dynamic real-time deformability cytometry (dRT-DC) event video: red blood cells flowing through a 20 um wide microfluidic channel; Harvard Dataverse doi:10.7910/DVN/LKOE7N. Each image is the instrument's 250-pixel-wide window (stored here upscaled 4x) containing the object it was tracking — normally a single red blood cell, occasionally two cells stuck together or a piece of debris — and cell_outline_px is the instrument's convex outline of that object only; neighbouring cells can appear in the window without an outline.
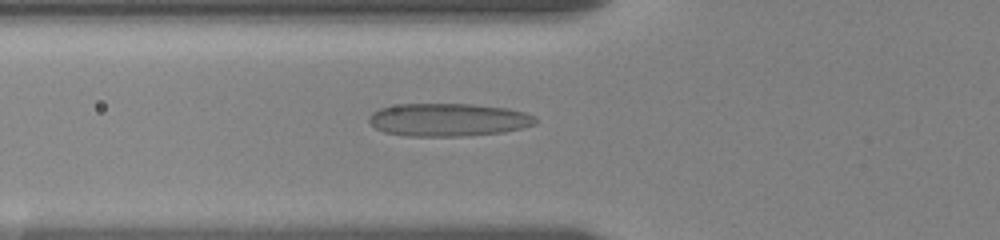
{"species": "human", "species_latin": "Homo sapiens", "temperature_condition": "room temperature", "stored_images_in_passage": 57, "camera_frame_rate_fps": 3000, "um_per_image_px": 0.085, "donor": {"sex": "female"}, "frame": {"image": 1, "passage_image": 21, "time_ms": 6.667, "image_size_px": [1000, 240], "cell_outline_px": [[536, 124], [504, 132], [460, 136], [404, 136], [384, 132], [376, 128], [368, 120], [368, 116], [372, 112], [380, 108], [400, 104], [472, 104], [508, 108], [524, 112], [536, 116]], "centroid_in_image_um": [38.09, 10.18], "position_along_channel_um": 87.7, "area_um2": 32.02}}
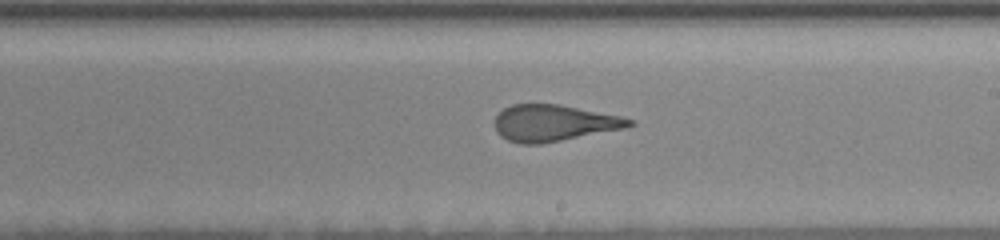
{"frame": {"image": 2, "passage_image": 34, "time_ms": 11.0, "image_size_px": [1000, 240], "cell_outline_px": [[636, 124], [628, 128], [540, 144], [520, 144], [508, 140], [500, 136], [496, 132], [496, 116], [504, 108], [512, 104], [560, 104], [620, 116], [632, 120]], "centroid_in_image_um": [47.09, 10.46], "position_along_channel_um": 241.9, "area_um2": 28.61}}
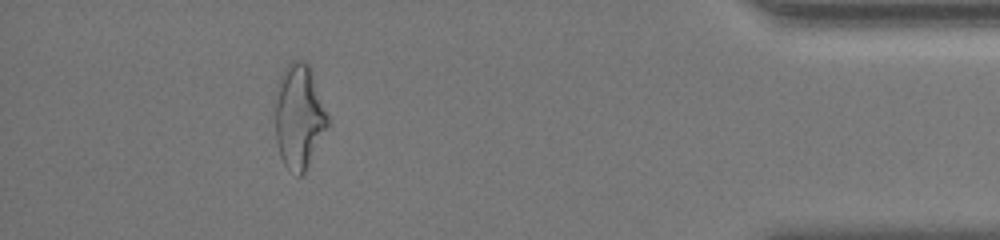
{"frame": {"image": 3, "passage_image": 52, "time_ms": 17.0, "image_size_px": [1000, 240], "cell_outline_px": [[328, 124], [304, 172], [300, 176], [296, 176], [284, 164], [280, 156], [276, 140], [276, 88], [280, 76], [284, 68], [292, 60], [304, 60], [312, 68], [328, 116]], "centroid_in_image_um": [25.41, 9.84], "position_along_channel_um": 409.8, "area_um2": 31.73}, "authors_computed_cell_mechanics": {"area_um2": 30.634, "velocity_mm_per_s": 3.5395, "shape_relaxation_time_tau1_ms": 7.4648, "shape_relaxation_time_tau2_ms": 1.2323, "deformation_change_tau1": 0.2121, "deformation_change_tau2": 0.0974}}